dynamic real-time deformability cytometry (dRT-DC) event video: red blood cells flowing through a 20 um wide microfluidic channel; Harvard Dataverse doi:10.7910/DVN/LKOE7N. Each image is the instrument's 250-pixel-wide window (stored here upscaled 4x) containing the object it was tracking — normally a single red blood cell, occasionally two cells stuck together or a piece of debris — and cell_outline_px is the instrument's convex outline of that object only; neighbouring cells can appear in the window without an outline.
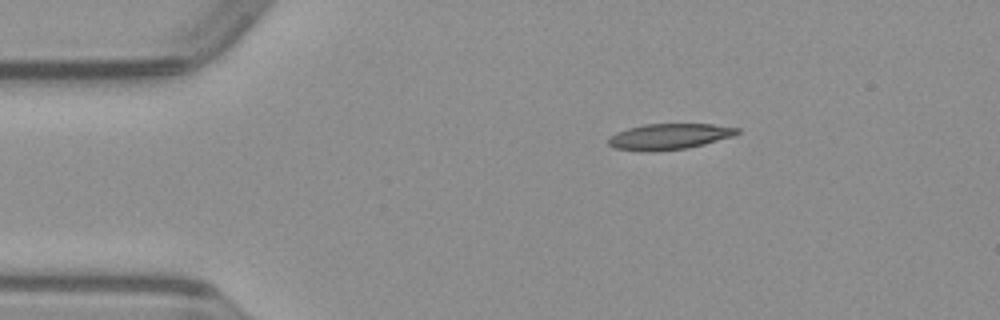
{"species": "common noctule bat (a hibernating species)", "species_latin": "Nyctalus noctula", "temperature_condition": "warm", "stored_images_in_passage": 43, "camera_frame_rate_fps": 3000, "um_per_image_px": 0.085, "animal": {"sex": "male", "body_mass_g": 23.1, "forearm_length_mm": 52.7}, "frame": {"image": 1, "passage_image": 1, "time_ms": 0.0, "image_size_px": [1000, 320], "cell_outline_px": [[740, 132], [732, 136], [704, 144], [688, 148], [652, 152], [616, 148], [608, 144], [608, 140], [616, 132], [628, 128], [644, 124], [712, 124], [740, 128]], "centroid_in_image_um": [56.9, 11.6], "position_along_channel_um": 28.1, "area_um2": 19.31}}
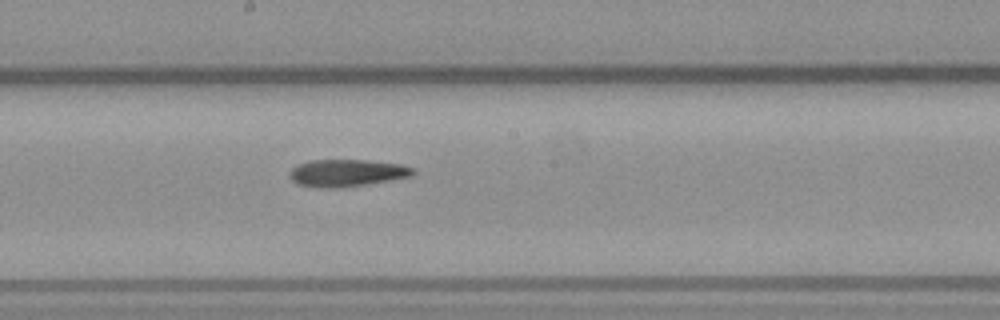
{"frame": {"image": 2, "passage_image": 19, "time_ms": 6.0, "image_size_px": [1000, 320], "cell_outline_px": [[416, 172], [412, 176], [368, 184], [340, 188], [316, 188], [296, 184], [288, 176], [288, 172], [292, 168], [308, 160], [368, 160], [400, 164], [416, 168]], "centroid_in_image_um": [29.47, 14.71], "position_along_channel_um": 218.7, "area_um2": 19.88}}
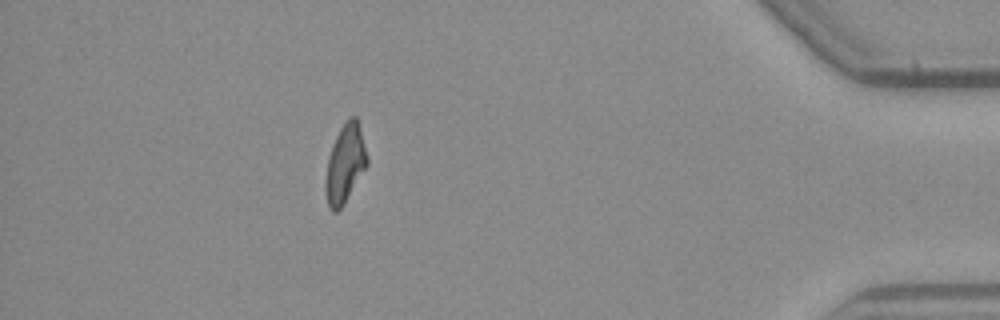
{"frame": {"image": 3, "passage_image": 37, "time_ms": 12.0, "image_size_px": [1000, 320], "cell_outline_px": [[368, 164], [344, 204], [336, 212], [332, 212], [328, 204], [324, 188], [324, 180], [328, 156], [332, 144], [340, 128], [348, 116], [356, 116], [368, 156]], "centroid_in_image_um": [29.31, 13.91], "position_along_channel_um": 405.9, "area_um2": 19.13}}